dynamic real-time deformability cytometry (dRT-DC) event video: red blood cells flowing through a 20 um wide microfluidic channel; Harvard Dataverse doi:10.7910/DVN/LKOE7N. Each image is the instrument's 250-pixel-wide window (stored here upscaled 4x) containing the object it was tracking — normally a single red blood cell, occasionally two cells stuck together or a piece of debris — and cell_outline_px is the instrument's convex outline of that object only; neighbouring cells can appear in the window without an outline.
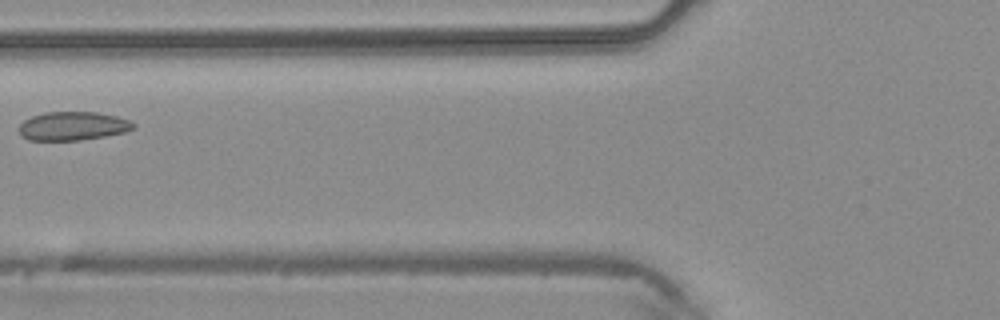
{"species": "common noctule bat (a hibernating species)", "species_latin": "Nyctalus noctula", "temperature_condition": "warm", "stored_images_in_passage": 2, "camera_frame_rate_fps": 3000, "um_per_image_px": 0.085, "animal": {"sex": "male", "body_mass_g": 20.4}, "frame": {"image": 1, "passage_image": 2, "time_ms": 0.333, "image_size_px": [1000, 320], "cell_outline_px": [[136, 128], [124, 132], [104, 136], [80, 140], [28, 140], [20, 132], [20, 124], [24, 120], [32, 116], [44, 112], [96, 112], [116, 116], [128, 120], [136, 124]], "centroid_in_image_um": [6.21, 10.7], "position_along_channel_um": 119.6, "area_um2": 18.96}}